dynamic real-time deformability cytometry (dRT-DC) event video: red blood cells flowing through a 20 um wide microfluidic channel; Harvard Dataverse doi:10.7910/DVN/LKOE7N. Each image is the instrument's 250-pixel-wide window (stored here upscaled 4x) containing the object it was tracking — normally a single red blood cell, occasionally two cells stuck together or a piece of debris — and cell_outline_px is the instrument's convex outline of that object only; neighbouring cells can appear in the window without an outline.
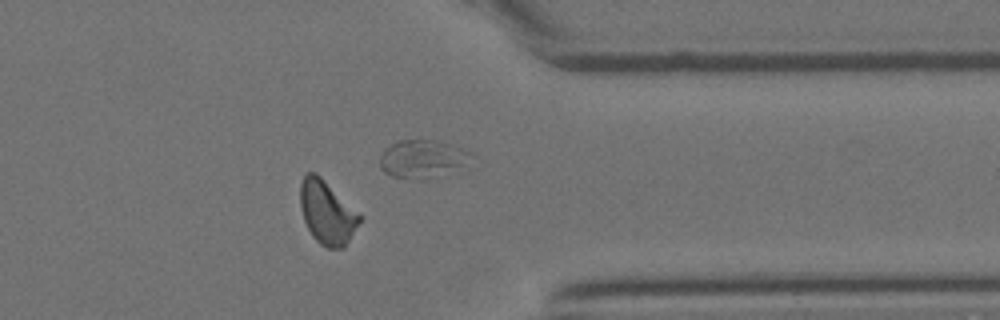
{"species": "Egyptian fruit bat (a non-hibernating species)", "species_latin": "Rousettus aegyptiacus", "temperature_condition": "room temperature", "stored_images_in_passage": 29, "segment_of_instrument_passage": [1, 2], "camera_frame_rate_fps": 3000, "um_per_image_px": 0.085, "animal": {"sex": "female"}, "frame": {"image": 1, "passage_image": 22, "time_ms": 7.0, "image_size_px": [1000, 320], "cell_outline_px": [[360, 220], [344, 248], [328, 248], [320, 244], [312, 236], [304, 220], [300, 208], [300, 180], [308, 172], [316, 172], [360, 216]], "centroid_in_image_um": [27.73, 18.06], "position_along_channel_um": 383.7, "area_um2": 21.39}}
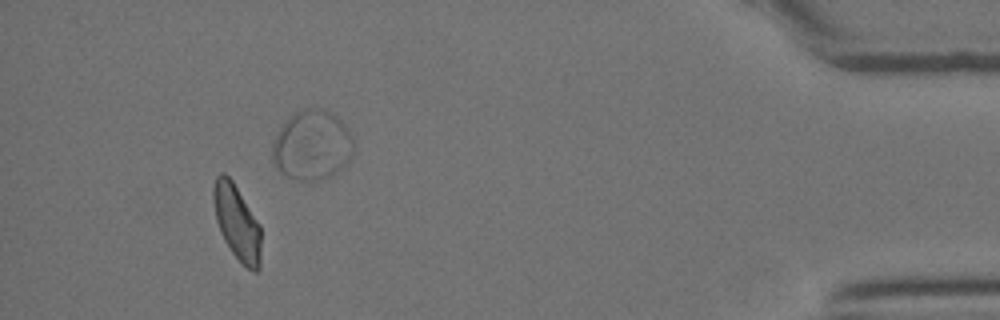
{"frame": {"image": 2, "passage_image": 26, "time_ms": 8.333, "image_size_px": [1000, 320], "cell_outline_px": [[260, 268], [256, 272], [252, 272], [232, 252], [224, 240], [220, 232], [216, 220], [212, 196], [212, 188], [216, 176], [220, 172], [224, 172], [232, 180], [260, 224]], "centroid_in_image_um": [20.12, 18.87], "position_along_channel_um": 415.1, "area_um2": 20.81}}